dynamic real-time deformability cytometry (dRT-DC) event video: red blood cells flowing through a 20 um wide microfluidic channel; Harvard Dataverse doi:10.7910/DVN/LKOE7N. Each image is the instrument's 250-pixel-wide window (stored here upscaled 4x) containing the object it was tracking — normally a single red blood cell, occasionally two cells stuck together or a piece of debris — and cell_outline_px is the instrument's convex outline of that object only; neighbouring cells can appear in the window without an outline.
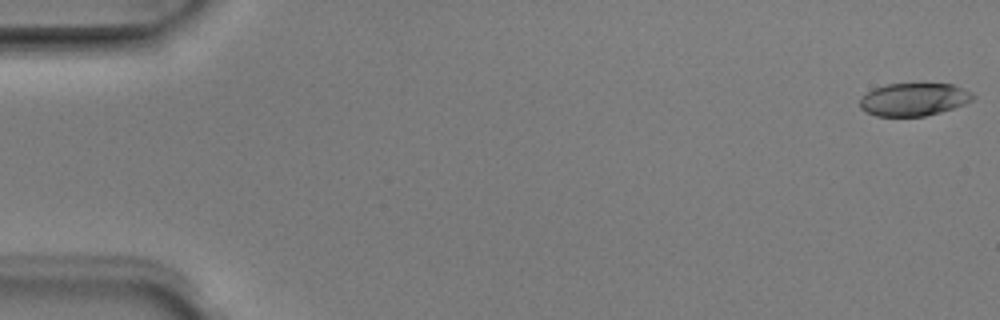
{"species": "Egyptian fruit bat (a non-hibernating species)", "species_latin": "Rousettus aegyptiacus", "temperature_condition": "room temperature", "stored_images_in_passage": 5, "camera_frame_rate_fps": 3000, "um_per_image_px": 0.085, "animal": {"sex": "male"}, "frame": {"image": 1, "passage_image": 1, "time_ms": 0.0, "image_size_px": [1000, 320], "cell_outline_px": [[976, 96], [972, 100], [964, 104], [940, 112], [924, 116], [876, 116], [860, 108], [860, 100], [872, 88], [888, 84], [952, 84], [972, 92]], "centroid_in_image_um": [77.68, 8.45], "position_along_channel_um": 7.3, "area_um2": 21.44}}
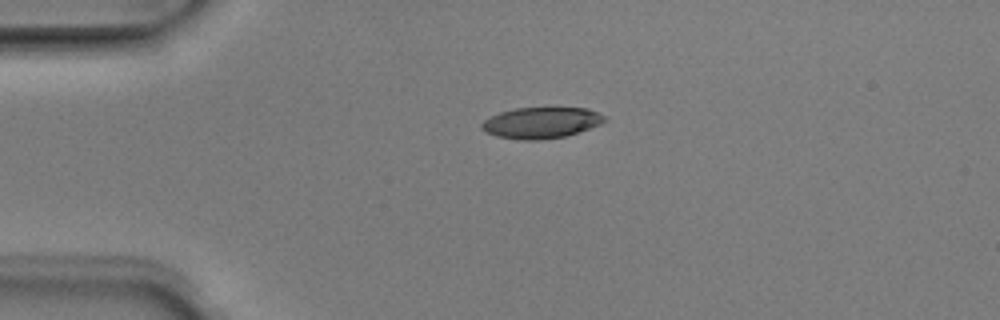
{"frame": {"image": 2, "passage_image": 4, "time_ms": 1.0, "image_size_px": [1000, 320], "cell_outline_px": [[608, 120], [600, 124], [564, 136], [536, 140], [520, 140], [496, 136], [480, 128], [480, 124], [484, 120], [500, 112], [516, 108], [588, 108], [608, 116]], "centroid_in_image_um": [46.02, 10.42], "position_along_channel_um": 39.0, "area_um2": 22.14}}